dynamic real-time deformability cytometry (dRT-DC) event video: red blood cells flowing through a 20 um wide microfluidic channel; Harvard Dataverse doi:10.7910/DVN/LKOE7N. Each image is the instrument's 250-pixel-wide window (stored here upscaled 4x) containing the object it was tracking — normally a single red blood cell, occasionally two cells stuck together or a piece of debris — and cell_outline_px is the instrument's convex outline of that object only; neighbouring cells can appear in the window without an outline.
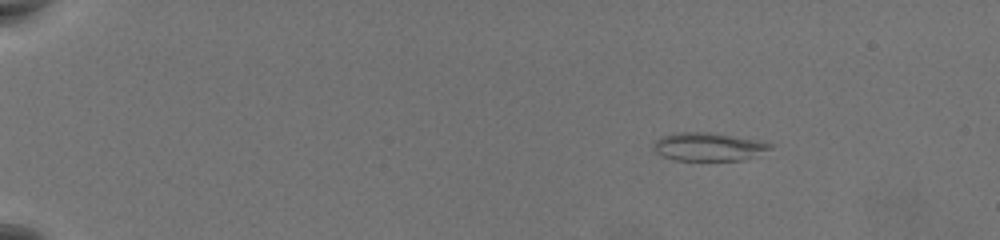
{"species": "common noctule bat (a hibernating species)", "species_latin": "Nyctalus noctula", "temperature_condition": "warm", "stored_images_in_passage": 50, "camera_frame_rate_fps": 3000, "um_per_image_px": 0.085, "animal": {"sex": "female", "body_mass_g": 19.5, "forearm_length_mm": 54.1}, "frame": {"image": 1, "passage_image": 1, "time_ms": 0.0, "image_size_px": [1000, 240], "cell_outline_px": [[772, 148], [740, 160], [676, 160], [664, 156], [656, 152], [652, 148], [652, 144], [656, 140], [664, 136], [680, 132], [708, 132], [756, 140], [772, 144]], "centroid_in_image_um": [60.15, 12.47], "position_along_channel_um": 24.8, "area_um2": 18.67}}
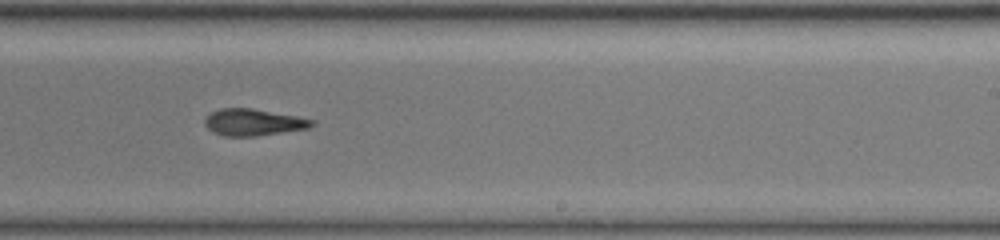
{"frame": {"image": 2, "passage_image": 31, "time_ms": 10.0, "image_size_px": [1000, 240], "cell_outline_px": [[316, 124], [308, 128], [256, 136], [224, 136], [212, 132], [204, 124], [204, 120], [212, 112], [220, 108], [252, 108], [296, 116], [316, 120]], "centroid_in_image_um": [21.54, 10.39], "position_along_channel_um": 267.5, "area_um2": 16.65}}
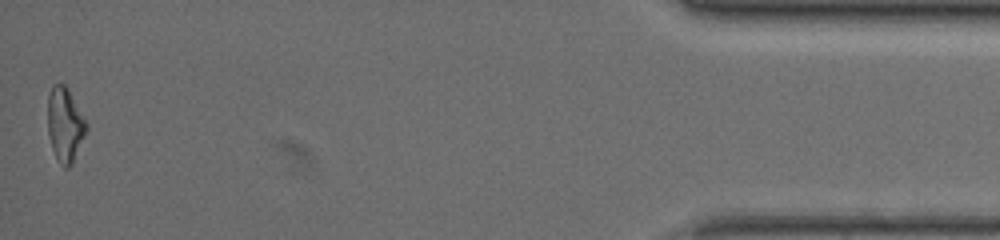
{"frame": {"image": 3, "passage_image": 50, "time_ms": 16.333, "image_size_px": [1000, 240], "cell_outline_px": [[88, 128], [72, 164], [68, 168], [64, 168], [56, 160], [52, 148], [48, 132], [48, 96], [52, 84], [64, 84], [68, 88], [88, 124]], "centroid_in_image_um": [5.52, 10.61], "position_along_channel_um": 429.7, "area_um2": 16.82}, "authors_computed_cell_mechanics": {"area_um2": 16.9065, "velocity_mm_per_s": 3.7395, "shape_relaxation_time_tau1_ms": 6.5233, "shape_relaxation_time_tau2_ms": 3.1324, "deformation_change_tau1": 0.2483, "deformation_change_tau2": 0.1247}}